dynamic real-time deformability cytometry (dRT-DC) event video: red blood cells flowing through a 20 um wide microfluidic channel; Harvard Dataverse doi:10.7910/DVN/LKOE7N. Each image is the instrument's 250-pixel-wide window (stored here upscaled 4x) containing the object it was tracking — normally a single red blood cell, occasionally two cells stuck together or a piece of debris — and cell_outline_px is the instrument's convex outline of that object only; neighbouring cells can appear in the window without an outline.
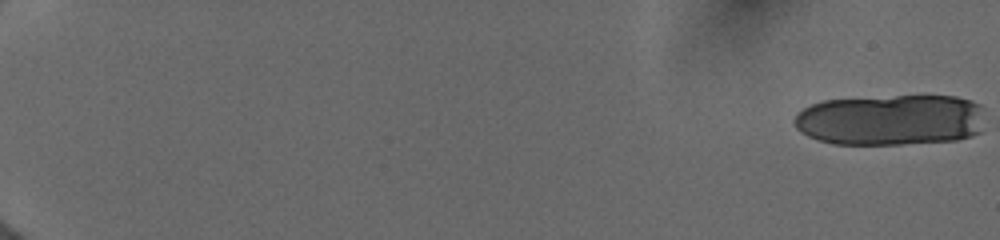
{"species": "human", "species_latin": "Homo sapiens", "temperature_condition": "cold", "stored_images_in_passage": 29, "camera_frame_rate_fps": 3000, "um_per_image_px": 0.085, "donor": {"sex": "female"}, "frame": {"image": 1, "passage_image": 1, "time_ms": 0.0, "image_size_px": [1000, 240], "cell_outline_px": [[980, 132], [972, 136], [956, 140], [900, 144], [832, 144], [808, 136], [800, 132], [796, 128], [792, 120], [804, 108], [812, 104], [824, 100], [896, 96], [956, 96], [972, 100], [980, 104]], "centroid_in_image_um": [75.68, 10.19], "position_along_channel_um": 9.3, "area_um2": 56.59}}
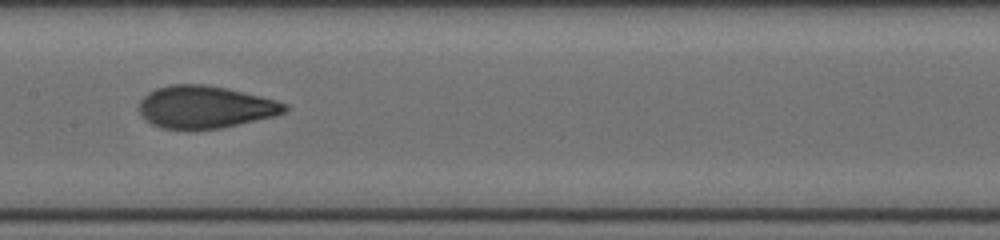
{"frame": {"image": 2, "passage_image": 13, "time_ms": 10.667, "image_size_px": [1000, 240], "cell_outline_px": [[288, 108], [284, 112], [276, 116], [220, 128], [160, 128], [152, 124], [140, 112], [140, 100], [148, 92], [156, 88], [172, 84], [208, 84], [228, 88], [276, 100], [288, 104]], "centroid_in_image_um": [17.47, 9.07], "position_along_channel_um": 189.9, "area_um2": 35.72}}
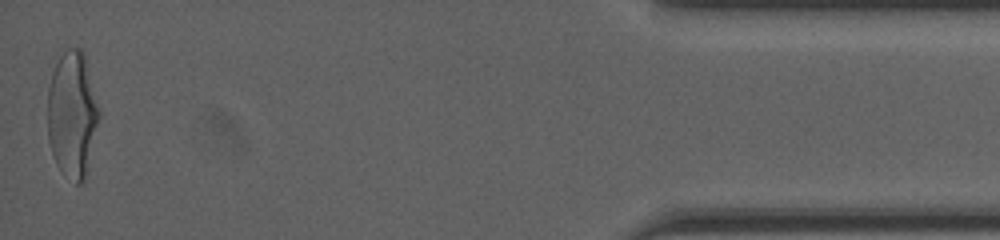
{"frame": {"image": 3, "passage_image": 29, "time_ms": 18.333, "image_size_px": [1000, 240], "cell_outline_px": [[100, 116], [88, 168], [84, 180], [80, 184], [76, 184], [56, 164], [48, 140], [48, 88], [52, 72], [60, 56], [68, 48], [80, 48], [84, 52], [100, 112]], "centroid_in_image_um": [6.15, 9.72], "position_along_channel_um": 429.0, "area_um2": 37.74}, "authors_computed_cell_mechanics": {"area_um2": 36.0672, "velocity_mm_per_s": 3.9832, "shape_relaxation_time_tau1_ms": 4.6497, "shape_relaxation_time_tau2_ms": 0.7086, "deformation_change_tau1": 0.1729, "deformation_change_tau2": 0.0496}}